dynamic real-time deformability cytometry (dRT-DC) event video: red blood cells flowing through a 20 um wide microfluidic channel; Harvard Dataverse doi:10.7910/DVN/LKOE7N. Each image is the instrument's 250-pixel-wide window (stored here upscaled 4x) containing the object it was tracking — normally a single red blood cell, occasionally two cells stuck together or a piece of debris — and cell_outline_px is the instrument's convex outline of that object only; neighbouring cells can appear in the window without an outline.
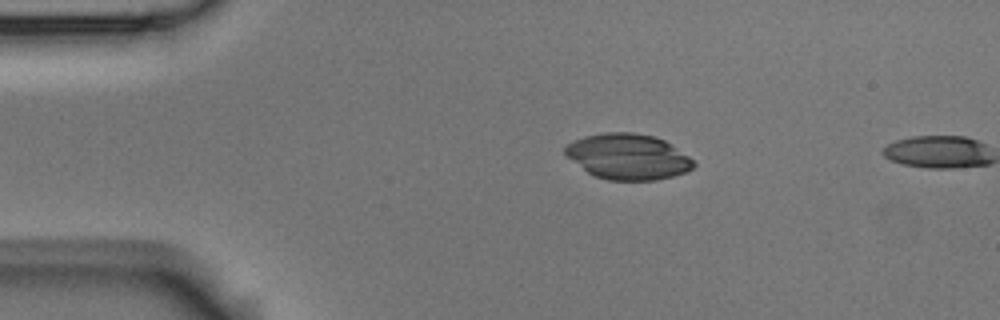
{"species": "Egyptian fruit bat (a non-hibernating species)", "species_latin": "Rousettus aegyptiacus", "temperature_condition": "room temperature", "stored_images_in_passage": 2, "camera_frame_rate_fps": 3000, "um_per_image_px": 0.085, "animal": {"sex": "male"}, "frame": {"image": 1, "passage_image": 1, "time_ms": 0.0, "image_size_px": [1000, 320], "cell_outline_px": [[696, 164], [688, 172], [656, 180], [608, 180], [596, 176], [588, 172], [568, 156], [564, 152], [564, 148], [568, 144], [584, 136], [604, 132], [636, 132], [656, 136], [664, 140], [688, 156]], "centroid_in_image_um": [53.41, 13.3], "position_along_channel_um": 31.6, "area_um2": 33.93}}